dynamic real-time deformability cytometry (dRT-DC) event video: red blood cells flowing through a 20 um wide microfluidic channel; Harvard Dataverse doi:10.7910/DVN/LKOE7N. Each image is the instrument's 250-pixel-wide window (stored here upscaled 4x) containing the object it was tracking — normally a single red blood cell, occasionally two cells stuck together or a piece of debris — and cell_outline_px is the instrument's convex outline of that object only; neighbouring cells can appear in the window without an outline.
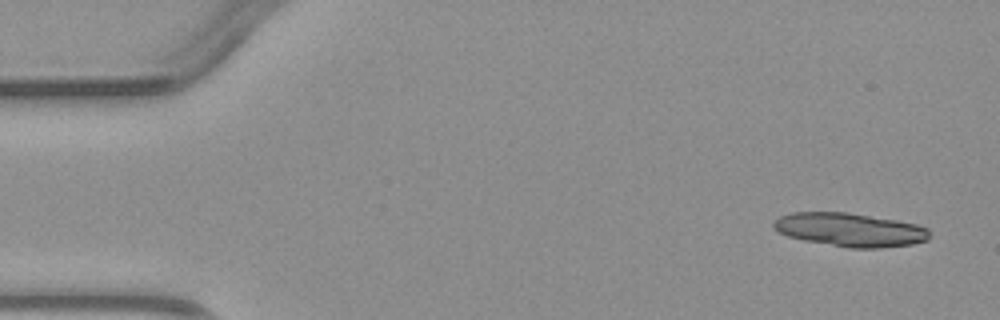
{"species": "common noctule bat (a hibernating species)", "species_latin": "Nyctalus noctula", "temperature_condition": "warm", "stored_images_in_passage": 4, "segment_of_instrument_passage": [1, 2], "camera_frame_rate_fps": 3000, "um_per_image_px": 0.085, "animal": {"sex": "male", "body_mass_g": 23.1, "forearm_length_mm": 52.7}, "frame": {"image": 1, "passage_image": 1, "time_ms": 0.0, "image_size_px": [1000, 320], "cell_outline_px": [[928, 240], [912, 244], [880, 248], [848, 248], [804, 240], [788, 236], [780, 232], [772, 224], [780, 216], [792, 212], [848, 212], [896, 220], [916, 224], [928, 228]], "centroid_in_image_um": [72.26, 19.53], "position_along_channel_um": 12.7, "area_um2": 30.35}}